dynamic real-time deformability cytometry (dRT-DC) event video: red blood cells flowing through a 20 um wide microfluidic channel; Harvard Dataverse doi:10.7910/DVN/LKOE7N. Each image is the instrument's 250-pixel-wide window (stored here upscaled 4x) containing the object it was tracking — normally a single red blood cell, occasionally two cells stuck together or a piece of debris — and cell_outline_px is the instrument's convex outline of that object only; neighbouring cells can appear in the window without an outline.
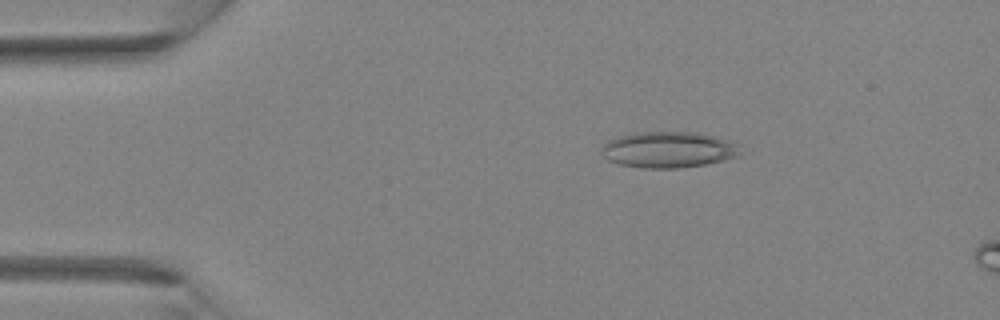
{"species": "Egyptian fruit bat (a non-hibernating species)", "species_latin": "Rousettus aegyptiacus", "temperature_condition": "room temperature", "stored_images_in_passage": 11, "camera_frame_rate_fps": 3000, "um_per_image_px": 0.085, "animal": {"sex": "female"}, "frame": {"image": 1, "passage_image": 7, "time_ms": 2.0, "image_size_px": [1000, 320], "cell_outline_px": [[744, 156], [704, 164], [680, 168], [644, 168], [616, 164], [608, 160], [600, 152], [600, 144], [608, 140], [620, 136], [636, 132], [696, 132], [732, 140], [740, 144]], "centroid_in_image_um": [56.86, 12.72], "position_along_channel_um": 28.1, "area_um2": 29.88}}